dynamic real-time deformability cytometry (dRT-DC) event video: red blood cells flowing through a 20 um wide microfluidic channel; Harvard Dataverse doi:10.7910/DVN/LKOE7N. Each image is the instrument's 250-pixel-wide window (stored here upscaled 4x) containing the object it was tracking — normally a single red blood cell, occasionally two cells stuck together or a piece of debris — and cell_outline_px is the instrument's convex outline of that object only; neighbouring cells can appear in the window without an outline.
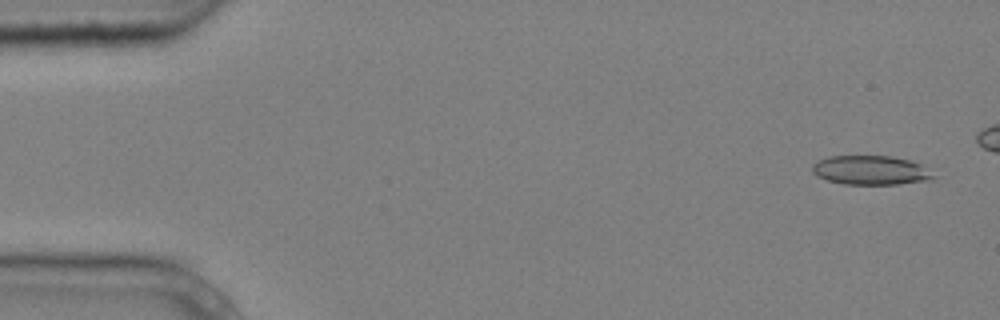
{"species": "common noctule bat (a hibernating species)", "species_latin": "Nyctalus noctula", "temperature_condition": "cold", "stored_images_in_passage": 7, "camera_frame_rate_fps": 3000, "um_per_image_px": 0.085, "animal": {"sex": "male", "body_mass_g": 20.4}, "frame": {"image": 1, "passage_image": 1, "time_ms": 0.0, "image_size_px": [1000, 320], "cell_outline_px": [[936, 176], [932, 180], [900, 184], [844, 184], [828, 180], [816, 176], [812, 172], [812, 164], [816, 160], [828, 156], [892, 156], [908, 160], [920, 164]], "centroid_in_image_um": [73.98, 14.47], "position_along_channel_um": 11.0, "area_um2": 20.69}}
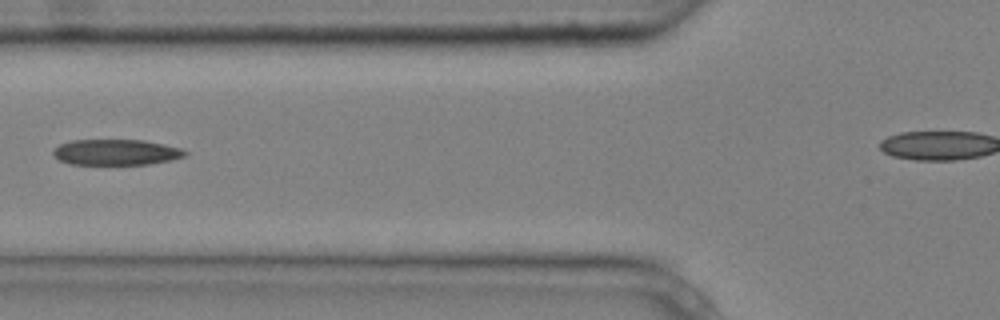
{"frame": {"image": 2, "passage_image": 6, "time_ms": 1.667, "image_size_px": [1000, 320], "cell_outline_px": [[188, 152], [184, 156], [172, 160], [148, 164], [68, 164], [60, 160], [52, 152], [60, 144], [72, 140], [144, 140], [164, 144], [180, 148]], "centroid_in_image_um": [9.88, 12.94], "position_along_channel_um": 115.9, "area_um2": 19.65}}